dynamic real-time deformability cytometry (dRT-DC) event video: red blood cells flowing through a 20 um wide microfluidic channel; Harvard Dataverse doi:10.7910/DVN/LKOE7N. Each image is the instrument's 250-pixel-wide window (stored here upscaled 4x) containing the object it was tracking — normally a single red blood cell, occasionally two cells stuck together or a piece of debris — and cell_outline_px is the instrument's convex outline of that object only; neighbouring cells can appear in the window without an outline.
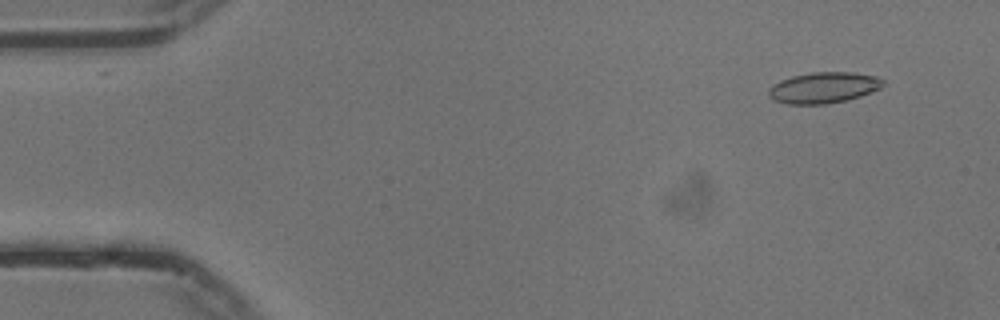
{"species": "common noctule bat (a hibernating species)", "species_latin": "Nyctalus noctula", "temperature_condition": "cold", "stored_images_in_passage": 56, "camera_frame_rate_fps": 3000, "um_per_image_px": 0.085, "animal": {"sex": "male", "body_mass_g": 13.3}, "frame": {"image": 1, "passage_image": 5, "time_ms": 1.333, "image_size_px": [1000, 320], "cell_outline_px": [[884, 84], [880, 88], [872, 92], [848, 100], [824, 104], [788, 104], [772, 100], [768, 96], [768, 88], [772, 84], [780, 80], [792, 76], [812, 72], [852, 72], [876, 76], [884, 80]], "centroid_in_image_um": [69.98, 7.45], "position_along_channel_um": 15.0, "area_um2": 20.87}}
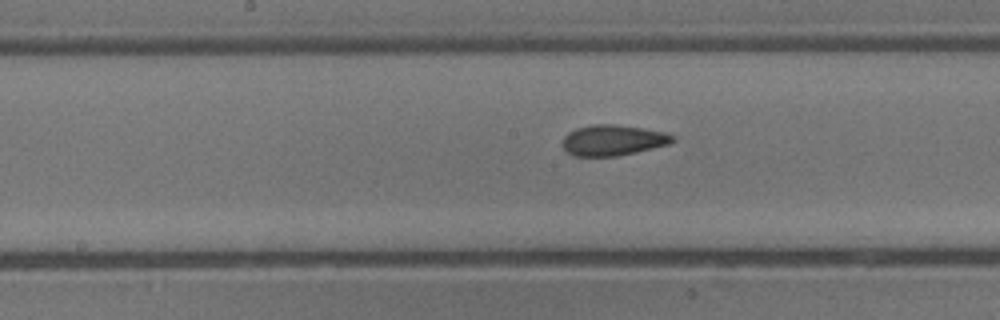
{"frame": {"image": 2, "passage_image": 28, "time_ms": 9.0, "image_size_px": [1000, 320], "cell_outline_px": [[676, 140], [668, 144], [636, 152], [616, 156], [572, 156], [560, 144], [564, 136], [568, 132], [576, 128], [592, 124], [612, 124], [644, 128], [668, 132], [676, 136]], "centroid_in_image_um": [52.1, 11.91], "position_along_channel_um": 196.1, "area_um2": 19.94}}
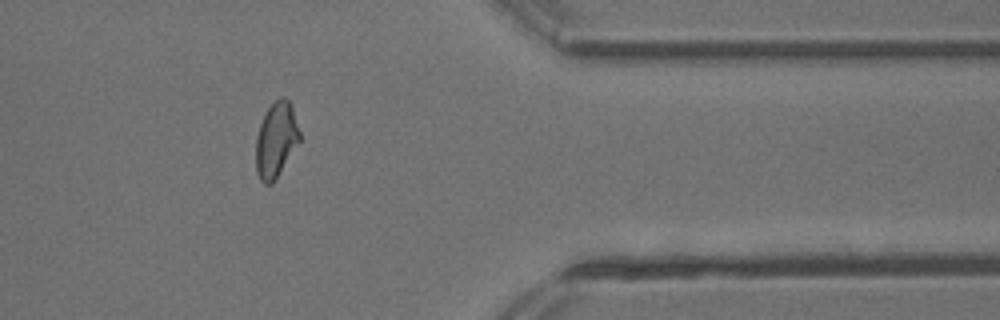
{"frame": {"image": 3, "passage_image": 45, "time_ms": 14.667, "image_size_px": [1000, 320], "cell_outline_px": [[300, 140], [276, 180], [272, 184], [264, 184], [260, 180], [256, 172], [256, 136], [260, 124], [268, 108], [280, 96], [284, 96], [292, 104], [300, 132]], "centroid_in_image_um": [23.47, 11.9], "position_along_channel_um": 387.9, "area_um2": 19.31}, "authors_computed_cell_mechanics": {"area_um2": 19.7098, "velocity_mm_per_s": 3.7438, "shape_relaxation_time_tau1_ms": 7.8886, "shape_relaxation_time_tau2_ms": 1.7107, "deformation_change_tau1": 0.1456, "deformation_change_tau2": 0.0686}}